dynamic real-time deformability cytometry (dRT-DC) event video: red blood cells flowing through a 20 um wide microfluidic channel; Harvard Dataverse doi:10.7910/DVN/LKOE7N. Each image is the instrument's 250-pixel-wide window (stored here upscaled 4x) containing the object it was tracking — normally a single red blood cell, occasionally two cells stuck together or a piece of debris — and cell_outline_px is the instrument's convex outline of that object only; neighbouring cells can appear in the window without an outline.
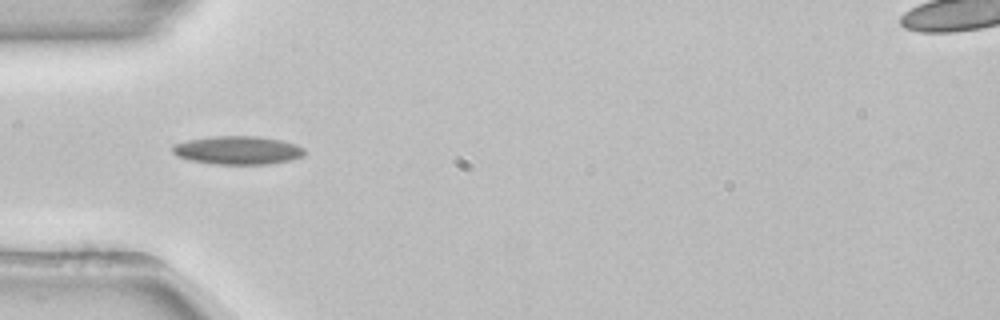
{"species": "common noctule bat (a hibernating species)", "species_latin": "Nyctalus noctula", "temperature_condition": "room temperature", "stored_images_in_passage": 52, "camera_frame_rate_fps": 3000, "um_per_image_px": 0.085, "animal": {"sex": "female", "body_mass_g": 22.7, "forearm_length_mm": 54.2}, "frame": {"image": 1, "passage_image": 16, "time_ms": 5.0, "image_size_px": [1000, 320], "cell_outline_px": [[304, 156], [292, 160], [268, 164], [216, 164], [188, 160], [176, 156], [172, 152], [172, 144], [188, 140], [212, 136], [260, 136], [280, 140], [296, 144], [304, 148]], "centroid_in_image_um": [20.19, 12.77], "position_along_channel_um": 64.8, "area_um2": 22.02}}